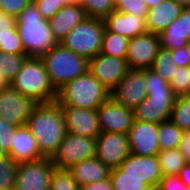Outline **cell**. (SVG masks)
<instances>
[{
	"mask_svg": "<svg viewBox=\"0 0 190 190\" xmlns=\"http://www.w3.org/2000/svg\"><path fill=\"white\" fill-rule=\"evenodd\" d=\"M148 7V9L156 6L158 3L164 1V0H143Z\"/></svg>",
	"mask_w": 190,
	"mask_h": 190,
	"instance_id": "681fc988",
	"label": "cell"
},
{
	"mask_svg": "<svg viewBox=\"0 0 190 190\" xmlns=\"http://www.w3.org/2000/svg\"><path fill=\"white\" fill-rule=\"evenodd\" d=\"M10 85L36 103H50L57 99V91L40 57H27Z\"/></svg>",
	"mask_w": 190,
	"mask_h": 190,
	"instance_id": "3957f363",
	"label": "cell"
},
{
	"mask_svg": "<svg viewBox=\"0 0 190 190\" xmlns=\"http://www.w3.org/2000/svg\"><path fill=\"white\" fill-rule=\"evenodd\" d=\"M162 176L178 175L180 170L187 164V160L178 148L160 150L157 154Z\"/></svg>",
	"mask_w": 190,
	"mask_h": 190,
	"instance_id": "d4e9b609",
	"label": "cell"
},
{
	"mask_svg": "<svg viewBox=\"0 0 190 190\" xmlns=\"http://www.w3.org/2000/svg\"><path fill=\"white\" fill-rule=\"evenodd\" d=\"M41 16L49 21L64 5L65 0H32Z\"/></svg>",
	"mask_w": 190,
	"mask_h": 190,
	"instance_id": "74e56055",
	"label": "cell"
},
{
	"mask_svg": "<svg viewBox=\"0 0 190 190\" xmlns=\"http://www.w3.org/2000/svg\"><path fill=\"white\" fill-rule=\"evenodd\" d=\"M37 104L10 85L0 92V118L16 127L25 126Z\"/></svg>",
	"mask_w": 190,
	"mask_h": 190,
	"instance_id": "8fae6325",
	"label": "cell"
},
{
	"mask_svg": "<svg viewBox=\"0 0 190 190\" xmlns=\"http://www.w3.org/2000/svg\"><path fill=\"white\" fill-rule=\"evenodd\" d=\"M180 4L183 8L190 7V0H174Z\"/></svg>",
	"mask_w": 190,
	"mask_h": 190,
	"instance_id": "f907efd6",
	"label": "cell"
},
{
	"mask_svg": "<svg viewBox=\"0 0 190 190\" xmlns=\"http://www.w3.org/2000/svg\"><path fill=\"white\" fill-rule=\"evenodd\" d=\"M147 90L171 88L169 83L152 69H145V85Z\"/></svg>",
	"mask_w": 190,
	"mask_h": 190,
	"instance_id": "b9f144b4",
	"label": "cell"
},
{
	"mask_svg": "<svg viewBox=\"0 0 190 190\" xmlns=\"http://www.w3.org/2000/svg\"><path fill=\"white\" fill-rule=\"evenodd\" d=\"M0 52L25 54L16 25L11 30L0 31Z\"/></svg>",
	"mask_w": 190,
	"mask_h": 190,
	"instance_id": "1f68e13d",
	"label": "cell"
},
{
	"mask_svg": "<svg viewBox=\"0 0 190 190\" xmlns=\"http://www.w3.org/2000/svg\"><path fill=\"white\" fill-rule=\"evenodd\" d=\"M170 120L183 131H190V95L175 98Z\"/></svg>",
	"mask_w": 190,
	"mask_h": 190,
	"instance_id": "83f0119b",
	"label": "cell"
},
{
	"mask_svg": "<svg viewBox=\"0 0 190 190\" xmlns=\"http://www.w3.org/2000/svg\"><path fill=\"white\" fill-rule=\"evenodd\" d=\"M114 8L117 11L138 17H146L148 12V7L143 0H115Z\"/></svg>",
	"mask_w": 190,
	"mask_h": 190,
	"instance_id": "8d00e7d4",
	"label": "cell"
},
{
	"mask_svg": "<svg viewBox=\"0 0 190 190\" xmlns=\"http://www.w3.org/2000/svg\"><path fill=\"white\" fill-rule=\"evenodd\" d=\"M69 3H79V0H65V5Z\"/></svg>",
	"mask_w": 190,
	"mask_h": 190,
	"instance_id": "db71d44e",
	"label": "cell"
},
{
	"mask_svg": "<svg viewBox=\"0 0 190 190\" xmlns=\"http://www.w3.org/2000/svg\"><path fill=\"white\" fill-rule=\"evenodd\" d=\"M16 28L28 57H41L59 43L33 2L16 17Z\"/></svg>",
	"mask_w": 190,
	"mask_h": 190,
	"instance_id": "7a4b0ae2",
	"label": "cell"
},
{
	"mask_svg": "<svg viewBox=\"0 0 190 190\" xmlns=\"http://www.w3.org/2000/svg\"><path fill=\"white\" fill-rule=\"evenodd\" d=\"M8 153L5 151L3 147L0 146V158L7 156Z\"/></svg>",
	"mask_w": 190,
	"mask_h": 190,
	"instance_id": "816d5d0a",
	"label": "cell"
},
{
	"mask_svg": "<svg viewBox=\"0 0 190 190\" xmlns=\"http://www.w3.org/2000/svg\"><path fill=\"white\" fill-rule=\"evenodd\" d=\"M129 69L125 58L99 53L89 60L88 71L111 92Z\"/></svg>",
	"mask_w": 190,
	"mask_h": 190,
	"instance_id": "9a60e30c",
	"label": "cell"
},
{
	"mask_svg": "<svg viewBox=\"0 0 190 190\" xmlns=\"http://www.w3.org/2000/svg\"><path fill=\"white\" fill-rule=\"evenodd\" d=\"M31 2L32 0H0V12L16 18Z\"/></svg>",
	"mask_w": 190,
	"mask_h": 190,
	"instance_id": "ab89813d",
	"label": "cell"
},
{
	"mask_svg": "<svg viewBox=\"0 0 190 190\" xmlns=\"http://www.w3.org/2000/svg\"><path fill=\"white\" fill-rule=\"evenodd\" d=\"M178 175L190 190V162H187V164L180 170Z\"/></svg>",
	"mask_w": 190,
	"mask_h": 190,
	"instance_id": "7dc6e473",
	"label": "cell"
},
{
	"mask_svg": "<svg viewBox=\"0 0 190 190\" xmlns=\"http://www.w3.org/2000/svg\"><path fill=\"white\" fill-rule=\"evenodd\" d=\"M146 17L113 10L104 18L105 28L128 39L147 32Z\"/></svg>",
	"mask_w": 190,
	"mask_h": 190,
	"instance_id": "7402d4cb",
	"label": "cell"
},
{
	"mask_svg": "<svg viewBox=\"0 0 190 190\" xmlns=\"http://www.w3.org/2000/svg\"><path fill=\"white\" fill-rule=\"evenodd\" d=\"M145 69H129L116 87L111 98L128 109L134 110L147 97Z\"/></svg>",
	"mask_w": 190,
	"mask_h": 190,
	"instance_id": "5bb4252c",
	"label": "cell"
},
{
	"mask_svg": "<svg viewBox=\"0 0 190 190\" xmlns=\"http://www.w3.org/2000/svg\"><path fill=\"white\" fill-rule=\"evenodd\" d=\"M28 56L26 54H6L0 52V74L10 82L15 78L21 66Z\"/></svg>",
	"mask_w": 190,
	"mask_h": 190,
	"instance_id": "4dcf8cb0",
	"label": "cell"
},
{
	"mask_svg": "<svg viewBox=\"0 0 190 190\" xmlns=\"http://www.w3.org/2000/svg\"><path fill=\"white\" fill-rule=\"evenodd\" d=\"M130 154L127 134L101 132L96 138V157L110 169L118 168Z\"/></svg>",
	"mask_w": 190,
	"mask_h": 190,
	"instance_id": "4fadbf2b",
	"label": "cell"
},
{
	"mask_svg": "<svg viewBox=\"0 0 190 190\" xmlns=\"http://www.w3.org/2000/svg\"><path fill=\"white\" fill-rule=\"evenodd\" d=\"M160 49L158 34L145 32L128 41L125 59L130 69H151Z\"/></svg>",
	"mask_w": 190,
	"mask_h": 190,
	"instance_id": "30bf717a",
	"label": "cell"
},
{
	"mask_svg": "<svg viewBox=\"0 0 190 190\" xmlns=\"http://www.w3.org/2000/svg\"><path fill=\"white\" fill-rule=\"evenodd\" d=\"M170 50L160 48L151 69L168 83L177 69Z\"/></svg>",
	"mask_w": 190,
	"mask_h": 190,
	"instance_id": "f1b7e54d",
	"label": "cell"
},
{
	"mask_svg": "<svg viewBox=\"0 0 190 190\" xmlns=\"http://www.w3.org/2000/svg\"><path fill=\"white\" fill-rule=\"evenodd\" d=\"M18 166L9 155L0 158V190H14Z\"/></svg>",
	"mask_w": 190,
	"mask_h": 190,
	"instance_id": "f546056e",
	"label": "cell"
},
{
	"mask_svg": "<svg viewBox=\"0 0 190 190\" xmlns=\"http://www.w3.org/2000/svg\"><path fill=\"white\" fill-rule=\"evenodd\" d=\"M86 17L85 10L79 3H69L56 13L48 24L52 34L60 43L67 33Z\"/></svg>",
	"mask_w": 190,
	"mask_h": 190,
	"instance_id": "ffe728a7",
	"label": "cell"
},
{
	"mask_svg": "<svg viewBox=\"0 0 190 190\" xmlns=\"http://www.w3.org/2000/svg\"><path fill=\"white\" fill-rule=\"evenodd\" d=\"M186 52L190 58V40L188 41L187 45L185 46Z\"/></svg>",
	"mask_w": 190,
	"mask_h": 190,
	"instance_id": "f5cc1de1",
	"label": "cell"
},
{
	"mask_svg": "<svg viewBox=\"0 0 190 190\" xmlns=\"http://www.w3.org/2000/svg\"><path fill=\"white\" fill-rule=\"evenodd\" d=\"M113 190H151L143 179L134 176H110Z\"/></svg>",
	"mask_w": 190,
	"mask_h": 190,
	"instance_id": "d590c367",
	"label": "cell"
},
{
	"mask_svg": "<svg viewBox=\"0 0 190 190\" xmlns=\"http://www.w3.org/2000/svg\"><path fill=\"white\" fill-rule=\"evenodd\" d=\"M54 169L50 158L19 163L14 190H50Z\"/></svg>",
	"mask_w": 190,
	"mask_h": 190,
	"instance_id": "9c48e42d",
	"label": "cell"
},
{
	"mask_svg": "<svg viewBox=\"0 0 190 190\" xmlns=\"http://www.w3.org/2000/svg\"><path fill=\"white\" fill-rule=\"evenodd\" d=\"M67 171L77 184L82 186L109 178L111 169L97 157H93L71 166Z\"/></svg>",
	"mask_w": 190,
	"mask_h": 190,
	"instance_id": "cb8c5ba5",
	"label": "cell"
},
{
	"mask_svg": "<svg viewBox=\"0 0 190 190\" xmlns=\"http://www.w3.org/2000/svg\"><path fill=\"white\" fill-rule=\"evenodd\" d=\"M50 190H80V186L67 170L54 169L50 179Z\"/></svg>",
	"mask_w": 190,
	"mask_h": 190,
	"instance_id": "e575fe53",
	"label": "cell"
},
{
	"mask_svg": "<svg viewBox=\"0 0 190 190\" xmlns=\"http://www.w3.org/2000/svg\"><path fill=\"white\" fill-rule=\"evenodd\" d=\"M10 86V81L0 74V92Z\"/></svg>",
	"mask_w": 190,
	"mask_h": 190,
	"instance_id": "c3c4849f",
	"label": "cell"
},
{
	"mask_svg": "<svg viewBox=\"0 0 190 190\" xmlns=\"http://www.w3.org/2000/svg\"><path fill=\"white\" fill-rule=\"evenodd\" d=\"M40 58L56 91L66 83L86 73L89 68L87 58L74 53L61 43L53 46Z\"/></svg>",
	"mask_w": 190,
	"mask_h": 190,
	"instance_id": "5b68a950",
	"label": "cell"
},
{
	"mask_svg": "<svg viewBox=\"0 0 190 190\" xmlns=\"http://www.w3.org/2000/svg\"><path fill=\"white\" fill-rule=\"evenodd\" d=\"M115 0H79V4L85 10L87 17L104 19L114 8Z\"/></svg>",
	"mask_w": 190,
	"mask_h": 190,
	"instance_id": "d6a6232c",
	"label": "cell"
},
{
	"mask_svg": "<svg viewBox=\"0 0 190 190\" xmlns=\"http://www.w3.org/2000/svg\"><path fill=\"white\" fill-rule=\"evenodd\" d=\"M17 127L0 118V146L8 153L13 145Z\"/></svg>",
	"mask_w": 190,
	"mask_h": 190,
	"instance_id": "f35d334b",
	"label": "cell"
},
{
	"mask_svg": "<svg viewBox=\"0 0 190 190\" xmlns=\"http://www.w3.org/2000/svg\"><path fill=\"white\" fill-rule=\"evenodd\" d=\"M129 39L105 28L101 52L104 55L125 58Z\"/></svg>",
	"mask_w": 190,
	"mask_h": 190,
	"instance_id": "484cf974",
	"label": "cell"
},
{
	"mask_svg": "<svg viewBox=\"0 0 190 190\" xmlns=\"http://www.w3.org/2000/svg\"><path fill=\"white\" fill-rule=\"evenodd\" d=\"M68 133L97 138L101 133L97 110L61 106Z\"/></svg>",
	"mask_w": 190,
	"mask_h": 190,
	"instance_id": "ac0fdd59",
	"label": "cell"
},
{
	"mask_svg": "<svg viewBox=\"0 0 190 190\" xmlns=\"http://www.w3.org/2000/svg\"><path fill=\"white\" fill-rule=\"evenodd\" d=\"M26 126L37 140L44 158H51L67 133L61 105L55 101L38 103L32 110Z\"/></svg>",
	"mask_w": 190,
	"mask_h": 190,
	"instance_id": "6da1fadb",
	"label": "cell"
},
{
	"mask_svg": "<svg viewBox=\"0 0 190 190\" xmlns=\"http://www.w3.org/2000/svg\"><path fill=\"white\" fill-rule=\"evenodd\" d=\"M158 37L162 49L173 50L186 46L190 40V7L183 8L181 14Z\"/></svg>",
	"mask_w": 190,
	"mask_h": 190,
	"instance_id": "d6986e66",
	"label": "cell"
},
{
	"mask_svg": "<svg viewBox=\"0 0 190 190\" xmlns=\"http://www.w3.org/2000/svg\"><path fill=\"white\" fill-rule=\"evenodd\" d=\"M93 157H96V138L67 132L50 159L55 169L67 170Z\"/></svg>",
	"mask_w": 190,
	"mask_h": 190,
	"instance_id": "52a82bcc",
	"label": "cell"
},
{
	"mask_svg": "<svg viewBox=\"0 0 190 190\" xmlns=\"http://www.w3.org/2000/svg\"><path fill=\"white\" fill-rule=\"evenodd\" d=\"M16 25V18L0 12V31L11 30Z\"/></svg>",
	"mask_w": 190,
	"mask_h": 190,
	"instance_id": "bcb514c9",
	"label": "cell"
},
{
	"mask_svg": "<svg viewBox=\"0 0 190 190\" xmlns=\"http://www.w3.org/2000/svg\"><path fill=\"white\" fill-rule=\"evenodd\" d=\"M14 137L8 155L17 163L33 162L44 158L39 151L37 140L26 125L17 127Z\"/></svg>",
	"mask_w": 190,
	"mask_h": 190,
	"instance_id": "44dd1931",
	"label": "cell"
},
{
	"mask_svg": "<svg viewBox=\"0 0 190 190\" xmlns=\"http://www.w3.org/2000/svg\"><path fill=\"white\" fill-rule=\"evenodd\" d=\"M169 85L176 97L190 95V66L177 67Z\"/></svg>",
	"mask_w": 190,
	"mask_h": 190,
	"instance_id": "836d02e7",
	"label": "cell"
},
{
	"mask_svg": "<svg viewBox=\"0 0 190 190\" xmlns=\"http://www.w3.org/2000/svg\"><path fill=\"white\" fill-rule=\"evenodd\" d=\"M157 190H189L188 186L181 180L179 175L162 176Z\"/></svg>",
	"mask_w": 190,
	"mask_h": 190,
	"instance_id": "60d3db41",
	"label": "cell"
},
{
	"mask_svg": "<svg viewBox=\"0 0 190 190\" xmlns=\"http://www.w3.org/2000/svg\"><path fill=\"white\" fill-rule=\"evenodd\" d=\"M183 10V7L174 0H164L148 9L146 15L147 31L154 34L163 32Z\"/></svg>",
	"mask_w": 190,
	"mask_h": 190,
	"instance_id": "603a6c76",
	"label": "cell"
},
{
	"mask_svg": "<svg viewBox=\"0 0 190 190\" xmlns=\"http://www.w3.org/2000/svg\"><path fill=\"white\" fill-rule=\"evenodd\" d=\"M97 113L101 132L128 134L134 121V111L111 97L97 109Z\"/></svg>",
	"mask_w": 190,
	"mask_h": 190,
	"instance_id": "e0dca14e",
	"label": "cell"
},
{
	"mask_svg": "<svg viewBox=\"0 0 190 190\" xmlns=\"http://www.w3.org/2000/svg\"><path fill=\"white\" fill-rule=\"evenodd\" d=\"M111 97V92L89 71L66 83L57 91L61 106L97 110Z\"/></svg>",
	"mask_w": 190,
	"mask_h": 190,
	"instance_id": "277c9868",
	"label": "cell"
},
{
	"mask_svg": "<svg viewBox=\"0 0 190 190\" xmlns=\"http://www.w3.org/2000/svg\"><path fill=\"white\" fill-rule=\"evenodd\" d=\"M176 96L172 88L147 90V97L133 111L134 120L160 124L170 120Z\"/></svg>",
	"mask_w": 190,
	"mask_h": 190,
	"instance_id": "ba28073f",
	"label": "cell"
},
{
	"mask_svg": "<svg viewBox=\"0 0 190 190\" xmlns=\"http://www.w3.org/2000/svg\"><path fill=\"white\" fill-rule=\"evenodd\" d=\"M159 124L134 120L128 131L131 154L137 156H157L160 151Z\"/></svg>",
	"mask_w": 190,
	"mask_h": 190,
	"instance_id": "2e32d148",
	"label": "cell"
},
{
	"mask_svg": "<svg viewBox=\"0 0 190 190\" xmlns=\"http://www.w3.org/2000/svg\"><path fill=\"white\" fill-rule=\"evenodd\" d=\"M178 150L184 156V158L190 162V131H183Z\"/></svg>",
	"mask_w": 190,
	"mask_h": 190,
	"instance_id": "f6af8a7d",
	"label": "cell"
},
{
	"mask_svg": "<svg viewBox=\"0 0 190 190\" xmlns=\"http://www.w3.org/2000/svg\"><path fill=\"white\" fill-rule=\"evenodd\" d=\"M80 190H113L110 177L102 181L80 186Z\"/></svg>",
	"mask_w": 190,
	"mask_h": 190,
	"instance_id": "ee69618b",
	"label": "cell"
},
{
	"mask_svg": "<svg viewBox=\"0 0 190 190\" xmlns=\"http://www.w3.org/2000/svg\"><path fill=\"white\" fill-rule=\"evenodd\" d=\"M110 176H134L143 179L151 188H157L162 178L157 156L130 154L118 168L111 169Z\"/></svg>",
	"mask_w": 190,
	"mask_h": 190,
	"instance_id": "7c38bea8",
	"label": "cell"
},
{
	"mask_svg": "<svg viewBox=\"0 0 190 190\" xmlns=\"http://www.w3.org/2000/svg\"><path fill=\"white\" fill-rule=\"evenodd\" d=\"M183 130L171 120L161 122L158 128L160 150L178 148L182 139Z\"/></svg>",
	"mask_w": 190,
	"mask_h": 190,
	"instance_id": "4316f807",
	"label": "cell"
},
{
	"mask_svg": "<svg viewBox=\"0 0 190 190\" xmlns=\"http://www.w3.org/2000/svg\"><path fill=\"white\" fill-rule=\"evenodd\" d=\"M174 63L179 66H190V58L186 52L185 46L170 50Z\"/></svg>",
	"mask_w": 190,
	"mask_h": 190,
	"instance_id": "7bdbcfd3",
	"label": "cell"
},
{
	"mask_svg": "<svg viewBox=\"0 0 190 190\" xmlns=\"http://www.w3.org/2000/svg\"><path fill=\"white\" fill-rule=\"evenodd\" d=\"M105 22L102 18L86 17L78 23L60 43L88 60L101 52Z\"/></svg>",
	"mask_w": 190,
	"mask_h": 190,
	"instance_id": "8992f818",
	"label": "cell"
}]
</instances>
